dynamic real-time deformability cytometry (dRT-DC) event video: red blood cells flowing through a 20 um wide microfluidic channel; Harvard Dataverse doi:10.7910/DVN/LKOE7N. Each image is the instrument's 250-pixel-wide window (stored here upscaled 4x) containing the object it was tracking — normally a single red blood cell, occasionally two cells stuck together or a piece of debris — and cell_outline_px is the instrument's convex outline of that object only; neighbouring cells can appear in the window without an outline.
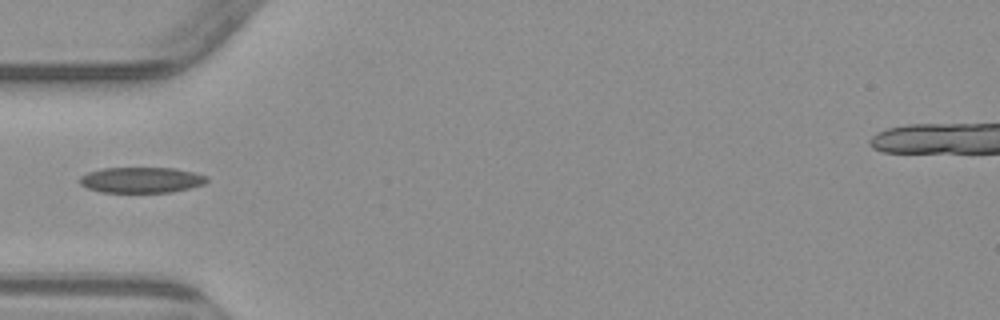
{"species": "common noctule bat (a hibernating species)", "species_latin": "Nyctalus noctula", "temperature_condition": "warm", "stored_images_in_passage": 3, "camera_frame_rate_fps": 3000, "um_per_image_px": 0.085, "animal": {"sex": "male", "body_mass_g": 23.1, "forearm_length_mm": 52.7}, "frame": {"image": 1, "passage_image": 3, "time_ms": 4.0, "image_size_px": [1000, 320], "cell_outline_px": [[208, 180], [204, 184], [172, 192], [100, 192], [88, 188], [80, 184], [80, 176], [88, 172], [104, 168], [176, 168], [208, 176]], "centroid_in_image_um": [12.01, 15.29], "position_along_channel_um": 73.0, "area_um2": 18.96}}